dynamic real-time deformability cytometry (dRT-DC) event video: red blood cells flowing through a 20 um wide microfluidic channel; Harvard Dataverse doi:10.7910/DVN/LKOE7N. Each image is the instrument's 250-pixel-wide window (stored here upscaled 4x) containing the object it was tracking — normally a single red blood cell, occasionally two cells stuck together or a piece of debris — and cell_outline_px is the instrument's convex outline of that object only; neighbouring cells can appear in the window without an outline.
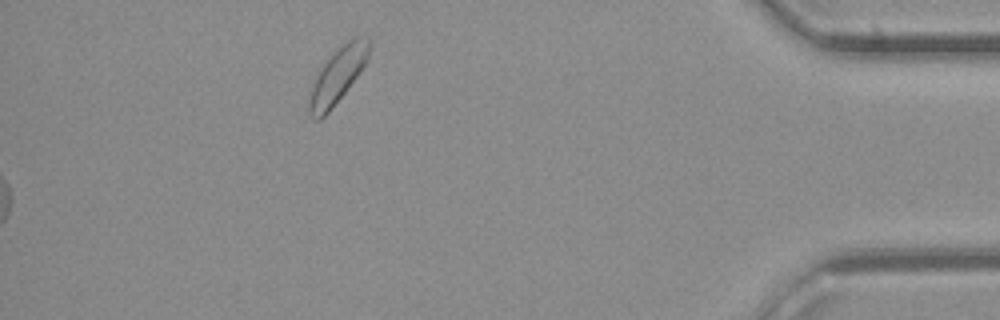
{"species": "common noctule bat (a hibernating species)", "species_latin": "Nyctalus noctula", "temperature_condition": "cold", "stored_images_in_passage": 30, "segment_of_instrument_passage": [2, 2], "camera_frame_rate_fps": 3000, "um_per_image_px": 0.085, "animal": {"sex": "female", "body_mass_g": 21.9}, "frame": {"image": 1, "passage_image": 30, "time_ms": 9.667, "image_size_px": [1000, 320], "cell_outline_px": [[372, 44], [368, 60], [344, 92], [328, 112], [320, 120], [312, 120], [308, 112], [308, 100], [316, 72], [328, 56], [344, 40], [356, 36], [372, 40]], "centroid_in_image_um": [28.67, 6.36], "position_along_channel_um": 406.5, "area_um2": 19.71}}